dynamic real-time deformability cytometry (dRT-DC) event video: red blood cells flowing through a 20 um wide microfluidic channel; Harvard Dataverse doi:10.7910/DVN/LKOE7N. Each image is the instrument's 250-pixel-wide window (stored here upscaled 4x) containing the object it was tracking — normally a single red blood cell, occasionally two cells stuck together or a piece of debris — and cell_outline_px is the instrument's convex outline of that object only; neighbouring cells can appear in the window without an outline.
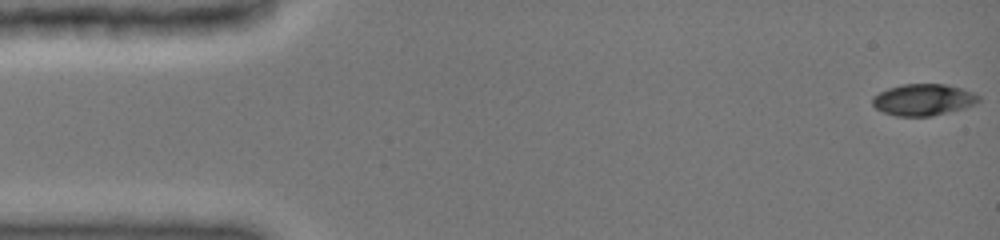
{"species": "common noctule bat (a hibernating species)", "species_latin": "Nyctalus noctula", "temperature_condition": "cold", "stored_images_in_passage": 48, "camera_frame_rate_fps": 3000, "um_per_image_px": 0.085, "animal": {"sex": "female", "body_mass_g": 19.0, "forearm_length_mm": 51.5}, "frame": {"image": 1, "passage_image": 1, "time_ms": 0.0, "image_size_px": [1000, 240], "cell_outline_px": [[980, 100], [964, 108], [932, 116], [896, 116], [884, 112], [876, 108], [872, 104], [872, 96], [888, 88], [904, 84], [944, 84], [976, 92], [980, 96]], "centroid_in_image_um": [78.48, 8.47], "position_along_channel_um": 6.5, "area_um2": 19.48}}
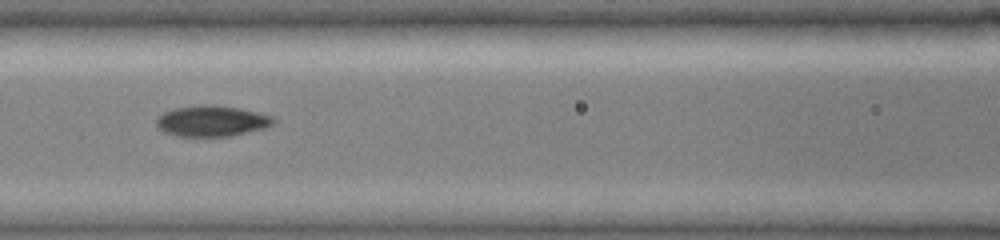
{"frame": {"image": 2, "passage_image": 21, "time_ms": 6.667, "image_size_px": [1000, 240], "cell_outline_px": [[276, 124], [264, 128], [228, 136], [176, 136], [164, 132], [156, 124], [156, 116], [172, 108], [200, 104], [216, 104], [256, 112], [272, 116], [276, 120]], "centroid_in_image_um": [17.97, 10.27], "position_along_channel_um": 148.6, "area_um2": 21.15}}
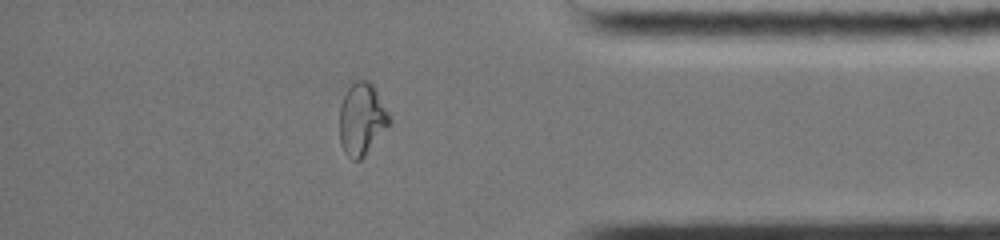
{"frame": {"image": 3, "passage_image": 41, "time_ms": 13.333, "image_size_px": [1000, 240], "cell_outline_px": [[392, 120], [364, 156], [360, 160], [352, 160], [344, 152], [340, 144], [340, 104], [348, 88], [356, 80], [368, 80], [372, 84], [388, 112]], "centroid_in_image_um": [30.73, 10.13], "position_along_channel_um": 404.5, "area_um2": 20.63}, "authors_computed_cell_mechanics": {"area_um2": 20.5768, "velocity_mm_per_s": 4.0037, "shape_relaxation_time_tau1_ms": null, "shape_relaxation_time_tau2_ms": 1.3443, "deformation_change_tau1": null, "deformation_change_tau2": 0.0512}}